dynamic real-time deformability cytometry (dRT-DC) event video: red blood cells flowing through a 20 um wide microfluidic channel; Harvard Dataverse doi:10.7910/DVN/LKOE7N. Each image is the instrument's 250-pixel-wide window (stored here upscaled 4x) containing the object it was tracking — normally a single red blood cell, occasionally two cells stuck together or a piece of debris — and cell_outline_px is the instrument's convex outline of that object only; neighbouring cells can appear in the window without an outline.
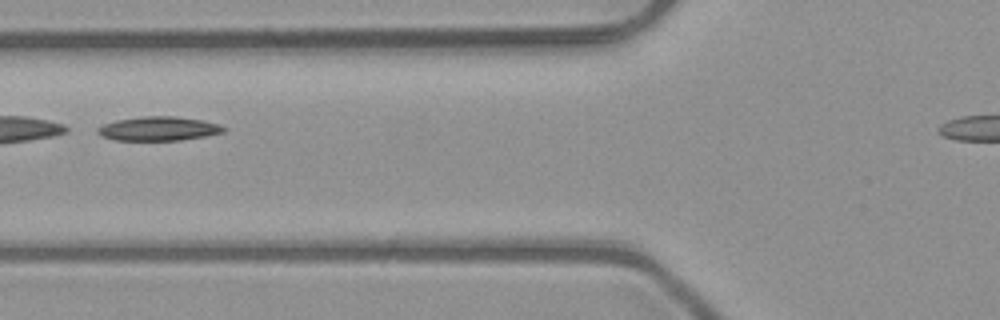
{"species": "common noctule bat (a hibernating species)", "species_latin": "Nyctalus noctula", "temperature_condition": "room temperature", "stored_images_in_passage": 3, "camera_frame_rate_fps": 3000, "um_per_image_px": 0.085, "animal": {"sex": "male", "body_mass_g": 23.1, "forearm_length_mm": 52.7}, "frame": {"image": 1, "passage_image": 3, "time_ms": 0.667, "image_size_px": [1000, 320], "cell_outline_px": [[228, 128], [224, 132], [204, 136], [180, 140], [116, 140], [100, 136], [96, 132], [96, 128], [104, 124], [116, 120], [140, 116], [176, 116], [204, 120], [220, 124]], "centroid_in_image_um": [13.48, 10.92], "position_along_channel_um": 112.3, "area_um2": 17.86}}